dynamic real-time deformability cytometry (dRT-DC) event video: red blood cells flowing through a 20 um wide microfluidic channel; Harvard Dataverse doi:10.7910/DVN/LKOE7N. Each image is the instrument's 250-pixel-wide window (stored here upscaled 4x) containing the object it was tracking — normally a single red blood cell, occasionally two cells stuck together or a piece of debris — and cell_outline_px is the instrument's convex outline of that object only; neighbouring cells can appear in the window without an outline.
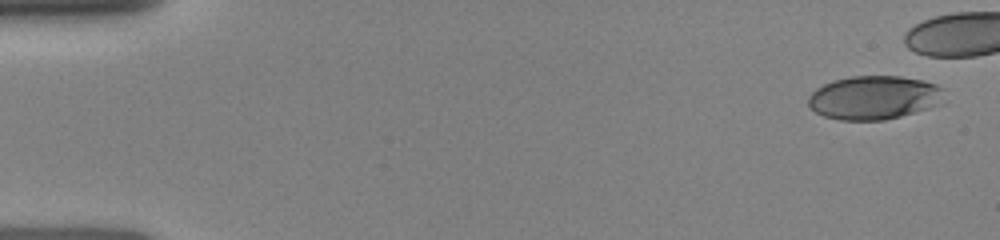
{"species": "human", "species_latin": "Homo sapiens", "temperature_condition": "room temperature", "stored_images_in_passage": 14, "segment_of_instrument_passage": [1, 2], "camera_frame_rate_fps": 3000, "um_per_image_px": 0.085, "donor": {"sex": "female"}, "frame": {"image": 1, "passage_image": 1, "time_ms": 0.0, "image_size_px": [1000, 240], "cell_outline_px": [[944, 104], [900, 116], [884, 120], [840, 120], [824, 116], [816, 112], [808, 104], [808, 96], [816, 88], [832, 80], [852, 76], [900, 76], [924, 80], [936, 84], [944, 88]], "centroid_in_image_um": [74.34, 8.29], "position_along_channel_um": 10.7, "area_um2": 34.97}}
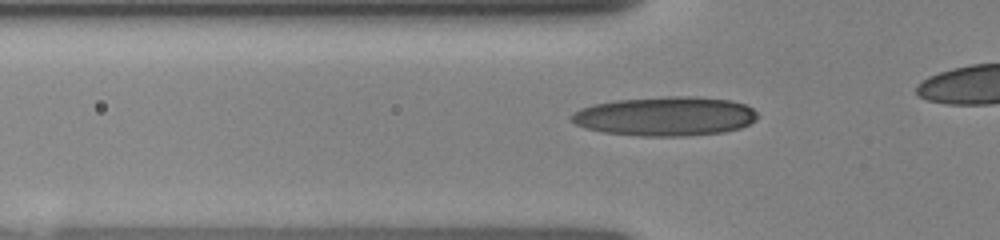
{"frame": {"image": 2, "passage_image": 11, "time_ms": 4.667, "image_size_px": [1000, 240], "cell_outline_px": [[760, 116], [756, 120], [740, 128], [724, 132], [680, 136], [640, 136], [604, 132], [584, 128], [568, 120], [568, 116], [572, 112], [580, 108], [596, 104], [616, 100], [668, 96], [696, 96], [732, 100], [744, 104], [752, 108]], "centroid_in_image_um": [56.53, 9.88], "position_along_channel_um": 69.3, "area_um2": 42.83}}